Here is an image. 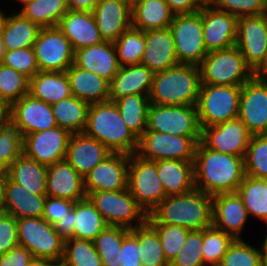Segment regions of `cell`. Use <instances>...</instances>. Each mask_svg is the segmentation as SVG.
<instances>
[{
    "label": "cell",
    "instance_id": "30",
    "mask_svg": "<svg viewBox=\"0 0 267 266\" xmlns=\"http://www.w3.org/2000/svg\"><path fill=\"white\" fill-rule=\"evenodd\" d=\"M72 95L89 104L109 100L110 82L103 77L76 66L74 63L65 71Z\"/></svg>",
    "mask_w": 267,
    "mask_h": 266
},
{
    "label": "cell",
    "instance_id": "14",
    "mask_svg": "<svg viewBox=\"0 0 267 266\" xmlns=\"http://www.w3.org/2000/svg\"><path fill=\"white\" fill-rule=\"evenodd\" d=\"M39 71L65 72L74 63V50L57 26L42 27L33 45Z\"/></svg>",
    "mask_w": 267,
    "mask_h": 266
},
{
    "label": "cell",
    "instance_id": "19",
    "mask_svg": "<svg viewBox=\"0 0 267 266\" xmlns=\"http://www.w3.org/2000/svg\"><path fill=\"white\" fill-rule=\"evenodd\" d=\"M9 118L20 128L23 136L57 126L52 106L30 94L9 106Z\"/></svg>",
    "mask_w": 267,
    "mask_h": 266
},
{
    "label": "cell",
    "instance_id": "58",
    "mask_svg": "<svg viewBox=\"0 0 267 266\" xmlns=\"http://www.w3.org/2000/svg\"><path fill=\"white\" fill-rule=\"evenodd\" d=\"M55 231L64 239L74 238V208L64 218L56 222Z\"/></svg>",
    "mask_w": 267,
    "mask_h": 266
},
{
    "label": "cell",
    "instance_id": "21",
    "mask_svg": "<svg viewBox=\"0 0 267 266\" xmlns=\"http://www.w3.org/2000/svg\"><path fill=\"white\" fill-rule=\"evenodd\" d=\"M199 11L202 13L203 38L207 53L236 45V16L215 7Z\"/></svg>",
    "mask_w": 267,
    "mask_h": 266
},
{
    "label": "cell",
    "instance_id": "68",
    "mask_svg": "<svg viewBox=\"0 0 267 266\" xmlns=\"http://www.w3.org/2000/svg\"><path fill=\"white\" fill-rule=\"evenodd\" d=\"M257 75L267 78V63L266 66Z\"/></svg>",
    "mask_w": 267,
    "mask_h": 266
},
{
    "label": "cell",
    "instance_id": "62",
    "mask_svg": "<svg viewBox=\"0 0 267 266\" xmlns=\"http://www.w3.org/2000/svg\"><path fill=\"white\" fill-rule=\"evenodd\" d=\"M8 178L7 170H4L0 174V213L4 212V192H5V183Z\"/></svg>",
    "mask_w": 267,
    "mask_h": 266
},
{
    "label": "cell",
    "instance_id": "69",
    "mask_svg": "<svg viewBox=\"0 0 267 266\" xmlns=\"http://www.w3.org/2000/svg\"><path fill=\"white\" fill-rule=\"evenodd\" d=\"M129 4V6L132 8L133 6H135L137 3L142 2L144 0H126Z\"/></svg>",
    "mask_w": 267,
    "mask_h": 266
},
{
    "label": "cell",
    "instance_id": "71",
    "mask_svg": "<svg viewBox=\"0 0 267 266\" xmlns=\"http://www.w3.org/2000/svg\"><path fill=\"white\" fill-rule=\"evenodd\" d=\"M264 15L267 19V0L265 1V11H264Z\"/></svg>",
    "mask_w": 267,
    "mask_h": 266
},
{
    "label": "cell",
    "instance_id": "72",
    "mask_svg": "<svg viewBox=\"0 0 267 266\" xmlns=\"http://www.w3.org/2000/svg\"><path fill=\"white\" fill-rule=\"evenodd\" d=\"M5 169L0 165V174L4 171Z\"/></svg>",
    "mask_w": 267,
    "mask_h": 266
},
{
    "label": "cell",
    "instance_id": "64",
    "mask_svg": "<svg viewBox=\"0 0 267 266\" xmlns=\"http://www.w3.org/2000/svg\"><path fill=\"white\" fill-rule=\"evenodd\" d=\"M9 118V106L0 101V128L1 125Z\"/></svg>",
    "mask_w": 267,
    "mask_h": 266
},
{
    "label": "cell",
    "instance_id": "18",
    "mask_svg": "<svg viewBox=\"0 0 267 266\" xmlns=\"http://www.w3.org/2000/svg\"><path fill=\"white\" fill-rule=\"evenodd\" d=\"M128 167V154L111 153L84 176L86 195L91 192L127 189Z\"/></svg>",
    "mask_w": 267,
    "mask_h": 266
},
{
    "label": "cell",
    "instance_id": "46",
    "mask_svg": "<svg viewBox=\"0 0 267 266\" xmlns=\"http://www.w3.org/2000/svg\"><path fill=\"white\" fill-rule=\"evenodd\" d=\"M233 238L211 225L203 230L202 256L204 266H219Z\"/></svg>",
    "mask_w": 267,
    "mask_h": 266
},
{
    "label": "cell",
    "instance_id": "55",
    "mask_svg": "<svg viewBox=\"0 0 267 266\" xmlns=\"http://www.w3.org/2000/svg\"><path fill=\"white\" fill-rule=\"evenodd\" d=\"M74 206L73 201L47 196L42 218L54 225L72 211Z\"/></svg>",
    "mask_w": 267,
    "mask_h": 266
},
{
    "label": "cell",
    "instance_id": "16",
    "mask_svg": "<svg viewBox=\"0 0 267 266\" xmlns=\"http://www.w3.org/2000/svg\"><path fill=\"white\" fill-rule=\"evenodd\" d=\"M71 135L59 126L24 135L23 154L49 167L66 158Z\"/></svg>",
    "mask_w": 267,
    "mask_h": 266
},
{
    "label": "cell",
    "instance_id": "25",
    "mask_svg": "<svg viewBox=\"0 0 267 266\" xmlns=\"http://www.w3.org/2000/svg\"><path fill=\"white\" fill-rule=\"evenodd\" d=\"M111 153L100 141L78 133L71 135L65 159L84 178Z\"/></svg>",
    "mask_w": 267,
    "mask_h": 266
},
{
    "label": "cell",
    "instance_id": "34",
    "mask_svg": "<svg viewBox=\"0 0 267 266\" xmlns=\"http://www.w3.org/2000/svg\"><path fill=\"white\" fill-rule=\"evenodd\" d=\"M48 167L23 153L8 167V178L33 194L46 195Z\"/></svg>",
    "mask_w": 267,
    "mask_h": 266
},
{
    "label": "cell",
    "instance_id": "7",
    "mask_svg": "<svg viewBox=\"0 0 267 266\" xmlns=\"http://www.w3.org/2000/svg\"><path fill=\"white\" fill-rule=\"evenodd\" d=\"M108 226L134 229L147 221V214L137 204L129 189L98 191L87 195Z\"/></svg>",
    "mask_w": 267,
    "mask_h": 266
},
{
    "label": "cell",
    "instance_id": "38",
    "mask_svg": "<svg viewBox=\"0 0 267 266\" xmlns=\"http://www.w3.org/2000/svg\"><path fill=\"white\" fill-rule=\"evenodd\" d=\"M237 194L242 198L249 218L260 220L267 227V179L246 175Z\"/></svg>",
    "mask_w": 267,
    "mask_h": 266
},
{
    "label": "cell",
    "instance_id": "39",
    "mask_svg": "<svg viewBox=\"0 0 267 266\" xmlns=\"http://www.w3.org/2000/svg\"><path fill=\"white\" fill-rule=\"evenodd\" d=\"M67 11V0H31L20 5L17 12L42 28L57 26Z\"/></svg>",
    "mask_w": 267,
    "mask_h": 266
},
{
    "label": "cell",
    "instance_id": "43",
    "mask_svg": "<svg viewBox=\"0 0 267 266\" xmlns=\"http://www.w3.org/2000/svg\"><path fill=\"white\" fill-rule=\"evenodd\" d=\"M113 43L120 67L140 64L146 46L144 31L131 26Z\"/></svg>",
    "mask_w": 267,
    "mask_h": 266
},
{
    "label": "cell",
    "instance_id": "23",
    "mask_svg": "<svg viewBox=\"0 0 267 266\" xmlns=\"http://www.w3.org/2000/svg\"><path fill=\"white\" fill-rule=\"evenodd\" d=\"M46 195L73 202L83 200L87 197L84 190V178L66 159L56 162L47 170Z\"/></svg>",
    "mask_w": 267,
    "mask_h": 266
},
{
    "label": "cell",
    "instance_id": "57",
    "mask_svg": "<svg viewBox=\"0 0 267 266\" xmlns=\"http://www.w3.org/2000/svg\"><path fill=\"white\" fill-rule=\"evenodd\" d=\"M33 259L29 250L17 245L7 253L0 254V266H29Z\"/></svg>",
    "mask_w": 267,
    "mask_h": 266
},
{
    "label": "cell",
    "instance_id": "26",
    "mask_svg": "<svg viewBox=\"0 0 267 266\" xmlns=\"http://www.w3.org/2000/svg\"><path fill=\"white\" fill-rule=\"evenodd\" d=\"M57 27L68 38L74 50L103 42L92 12L68 10Z\"/></svg>",
    "mask_w": 267,
    "mask_h": 266
},
{
    "label": "cell",
    "instance_id": "60",
    "mask_svg": "<svg viewBox=\"0 0 267 266\" xmlns=\"http://www.w3.org/2000/svg\"><path fill=\"white\" fill-rule=\"evenodd\" d=\"M100 0H67L68 10L93 12Z\"/></svg>",
    "mask_w": 267,
    "mask_h": 266
},
{
    "label": "cell",
    "instance_id": "1",
    "mask_svg": "<svg viewBox=\"0 0 267 266\" xmlns=\"http://www.w3.org/2000/svg\"><path fill=\"white\" fill-rule=\"evenodd\" d=\"M195 188L214 196L236 193L245 174L244 157L233 156L197 144L193 161Z\"/></svg>",
    "mask_w": 267,
    "mask_h": 266
},
{
    "label": "cell",
    "instance_id": "5",
    "mask_svg": "<svg viewBox=\"0 0 267 266\" xmlns=\"http://www.w3.org/2000/svg\"><path fill=\"white\" fill-rule=\"evenodd\" d=\"M199 68L201 84L242 86L256 75L236 45L209 52Z\"/></svg>",
    "mask_w": 267,
    "mask_h": 266
},
{
    "label": "cell",
    "instance_id": "40",
    "mask_svg": "<svg viewBox=\"0 0 267 266\" xmlns=\"http://www.w3.org/2000/svg\"><path fill=\"white\" fill-rule=\"evenodd\" d=\"M114 102L128 128L139 138L147 129L149 97L139 94L126 95Z\"/></svg>",
    "mask_w": 267,
    "mask_h": 266
},
{
    "label": "cell",
    "instance_id": "61",
    "mask_svg": "<svg viewBox=\"0 0 267 266\" xmlns=\"http://www.w3.org/2000/svg\"><path fill=\"white\" fill-rule=\"evenodd\" d=\"M29 266H63L62 261L51 259L34 258Z\"/></svg>",
    "mask_w": 267,
    "mask_h": 266
},
{
    "label": "cell",
    "instance_id": "59",
    "mask_svg": "<svg viewBox=\"0 0 267 266\" xmlns=\"http://www.w3.org/2000/svg\"><path fill=\"white\" fill-rule=\"evenodd\" d=\"M171 11L177 14H191L199 11L195 0H165Z\"/></svg>",
    "mask_w": 267,
    "mask_h": 266
},
{
    "label": "cell",
    "instance_id": "22",
    "mask_svg": "<svg viewBox=\"0 0 267 266\" xmlns=\"http://www.w3.org/2000/svg\"><path fill=\"white\" fill-rule=\"evenodd\" d=\"M92 13L104 41L115 42L132 26L131 7L126 0H100Z\"/></svg>",
    "mask_w": 267,
    "mask_h": 266
},
{
    "label": "cell",
    "instance_id": "54",
    "mask_svg": "<svg viewBox=\"0 0 267 266\" xmlns=\"http://www.w3.org/2000/svg\"><path fill=\"white\" fill-rule=\"evenodd\" d=\"M17 245V219L6 212L0 213V254L7 253Z\"/></svg>",
    "mask_w": 267,
    "mask_h": 266
},
{
    "label": "cell",
    "instance_id": "15",
    "mask_svg": "<svg viewBox=\"0 0 267 266\" xmlns=\"http://www.w3.org/2000/svg\"><path fill=\"white\" fill-rule=\"evenodd\" d=\"M238 118L251 135L267 134V78L256 74L241 86Z\"/></svg>",
    "mask_w": 267,
    "mask_h": 266
},
{
    "label": "cell",
    "instance_id": "32",
    "mask_svg": "<svg viewBox=\"0 0 267 266\" xmlns=\"http://www.w3.org/2000/svg\"><path fill=\"white\" fill-rule=\"evenodd\" d=\"M29 94L52 105L72 92L66 72L39 71L29 80Z\"/></svg>",
    "mask_w": 267,
    "mask_h": 266
},
{
    "label": "cell",
    "instance_id": "6",
    "mask_svg": "<svg viewBox=\"0 0 267 266\" xmlns=\"http://www.w3.org/2000/svg\"><path fill=\"white\" fill-rule=\"evenodd\" d=\"M241 86L201 84L196 103L200 128L238 118Z\"/></svg>",
    "mask_w": 267,
    "mask_h": 266
},
{
    "label": "cell",
    "instance_id": "63",
    "mask_svg": "<svg viewBox=\"0 0 267 266\" xmlns=\"http://www.w3.org/2000/svg\"><path fill=\"white\" fill-rule=\"evenodd\" d=\"M265 230V236L262 238L263 240H261V243H259L258 245L261 251L262 266H267V227Z\"/></svg>",
    "mask_w": 267,
    "mask_h": 266
},
{
    "label": "cell",
    "instance_id": "28",
    "mask_svg": "<svg viewBox=\"0 0 267 266\" xmlns=\"http://www.w3.org/2000/svg\"><path fill=\"white\" fill-rule=\"evenodd\" d=\"M154 72L142 64L122 66L109 84V101L126 95L149 96Z\"/></svg>",
    "mask_w": 267,
    "mask_h": 266
},
{
    "label": "cell",
    "instance_id": "56",
    "mask_svg": "<svg viewBox=\"0 0 267 266\" xmlns=\"http://www.w3.org/2000/svg\"><path fill=\"white\" fill-rule=\"evenodd\" d=\"M119 266H142L138 239L129 232L123 239Z\"/></svg>",
    "mask_w": 267,
    "mask_h": 266
},
{
    "label": "cell",
    "instance_id": "52",
    "mask_svg": "<svg viewBox=\"0 0 267 266\" xmlns=\"http://www.w3.org/2000/svg\"><path fill=\"white\" fill-rule=\"evenodd\" d=\"M2 64L15 69L29 80L39 72L36 55L33 47L6 50Z\"/></svg>",
    "mask_w": 267,
    "mask_h": 266
},
{
    "label": "cell",
    "instance_id": "42",
    "mask_svg": "<svg viewBox=\"0 0 267 266\" xmlns=\"http://www.w3.org/2000/svg\"><path fill=\"white\" fill-rule=\"evenodd\" d=\"M130 229L121 226H107L93 241L102 266H119L121 246Z\"/></svg>",
    "mask_w": 267,
    "mask_h": 266
},
{
    "label": "cell",
    "instance_id": "65",
    "mask_svg": "<svg viewBox=\"0 0 267 266\" xmlns=\"http://www.w3.org/2000/svg\"><path fill=\"white\" fill-rule=\"evenodd\" d=\"M198 9L215 7L218 0H195Z\"/></svg>",
    "mask_w": 267,
    "mask_h": 266
},
{
    "label": "cell",
    "instance_id": "67",
    "mask_svg": "<svg viewBox=\"0 0 267 266\" xmlns=\"http://www.w3.org/2000/svg\"><path fill=\"white\" fill-rule=\"evenodd\" d=\"M2 8L3 7H1V9H0V31L2 30L4 20H5L6 16H7V14H8L7 12L5 13V10H3Z\"/></svg>",
    "mask_w": 267,
    "mask_h": 266
},
{
    "label": "cell",
    "instance_id": "13",
    "mask_svg": "<svg viewBox=\"0 0 267 266\" xmlns=\"http://www.w3.org/2000/svg\"><path fill=\"white\" fill-rule=\"evenodd\" d=\"M236 46L255 74L266 66L267 19L264 14L238 18Z\"/></svg>",
    "mask_w": 267,
    "mask_h": 266
},
{
    "label": "cell",
    "instance_id": "2",
    "mask_svg": "<svg viewBox=\"0 0 267 266\" xmlns=\"http://www.w3.org/2000/svg\"><path fill=\"white\" fill-rule=\"evenodd\" d=\"M147 222L204 230L212 225V196L195 187L183 194L168 195L148 214Z\"/></svg>",
    "mask_w": 267,
    "mask_h": 266
},
{
    "label": "cell",
    "instance_id": "45",
    "mask_svg": "<svg viewBox=\"0 0 267 266\" xmlns=\"http://www.w3.org/2000/svg\"><path fill=\"white\" fill-rule=\"evenodd\" d=\"M24 136L20 128L8 118L0 128V165L8 167L23 153Z\"/></svg>",
    "mask_w": 267,
    "mask_h": 266
},
{
    "label": "cell",
    "instance_id": "47",
    "mask_svg": "<svg viewBox=\"0 0 267 266\" xmlns=\"http://www.w3.org/2000/svg\"><path fill=\"white\" fill-rule=\"evenodd\" d=\"M245 174L267 179V134L252 135L244 156Z\"/></svg>",
    "mask_w": 267,
    "mask_h": 266
},
{
    "label": "cell",
    "instance_id": "48",
    "mask_svg": "<svg viewBox=\"0 0 267 266\" xmlns=\"http://www.w3.org/2000/svg\"><path fill=\"white\" fill-rule=\"evenodd\" d=\"M29 94V79L15 69L0 64V101L8 106Z\"/></svg>",
    "mask_w": 267,
    "mask_h": 266
},
{
    "label": "cell",
    "instance_id": "4",
    "mask_svg": "<svg viewBox=\"0 0 267 266\" xmlns=\"http://www.w3.org/2000/svg\"><path fill=\"white\" fill-rule=\"evenodd\" d=\"M200 88L199 66L178 64L154 74L148 97L157 105H196Z\"/></svg>",
    "mask_w": 267,
    "mask_h": 266
},
{
    "label": "cell",
    "instance_id": "41",
    "mask_svg": "<svg viewBox=\"0 0 267 266\" xmlns=\"http://www.w3.org/2000/svg\"><path fill=\"white\" fill-rule=\"evenodd\" d=\"M130 232L138 239L142 266H169L159 236L147 221Z\"/></svg>",
    "mask_w": 267,
    "mask_h": 266
},
{
    "label": "cell",
    "instance_id": "29",
    "mask_svg": "<svg viewBox=\"0 0 267 266\" xmlns=\"http://www.w3.org/2000/svg\"><path fill=\"white\" fill-rule=\"evenodd\" d=\"M47 195L33 194L7 178L4 192V212L16 219L42 217Z\"/></svg>",
    "mask_w": 267,
    "mask_h": 266
},
{
    "label": "cell",
    "instance_id": "20",
    "mask_svg": "<svg viewBox=\"0 0 267 266\" xmlns=\"http://www.w3.org/2000/svg\"><path fill=\"white\" fill-rule=\"evenodd\" d=\"M242 198L236 193H220L212 196V225L231 236L234 240L241 235L248 220Z\"/></svg>",
    "mask_w": 267,
    "mask_h": 266
},
{
    "label": "cell",
    "instance_id": "37",
    "mask_svg": "<svg viewBox=\"0 0 267 266\" xmlns=\"http://www.w3.org/2000/svg\"><path fill=\"white\" fill-rule=\"evenodd\" d=\"M74 223V238L90 241H94L108 226L101 213L88 197L75 202Z\"/></svg>",
    "mask_w": 267,
    "mask_h": 266
},
{
    "label": "cell",
    "instance_id": "24",
    "mask_svg": "<svg viewBox=\"0 0 267 266\" xmlns=\"http://www.w3.org/2000/svg\"><path fill=\"white\" fill-rule=\"evenodd\" d=\"M145 50L140 64L154 73L179 64L173 35L169 27L145 32Z\"/></svg>",
    "mask_w": 267,
    "mask_h": 266
},
{
    "label": "cell",
    "instance_id": "17",
    "mask_svg": "<svg viewBox=\"0 0 267 266\" xmlns=\"http://www.w3.org/2000/svg\"><path fill=\"white\" fill-rule=\"evenodd\" d=\"M251 136L246 125L235 118L219 125L201 128L200 142L208 149L244 157Z\"/></svg>",
    "mask_w": 267,
    "mask_h": 266
},
{
    "label": "cell",
    "instance_id": "11",
    "mask_svg": "<svg viewBox=\"0 0 267 266\" xmlns=\"http://www.w3.org/2000/svg\"><path fill=\"white\" fill-rule=\"evenodd\" d=\"M169 28L179 64L199 66L208 54L204 45L202 13L174 15Z\"/></svg>",
    "mask_w": 267,
    "mask_h": 266
},
{
    "label": "cell",
    "instance_id": "66",
    "mask_svg": "<svg viewBox=\"0 0 267 266\" xmlns=\"http://www.w3.org/2000/svg\"><path fill=\"white\" fill-rule=\"evenodd\" d=\"M5 53H6V48L5 45L3 44L2 37L0 35V64H2Z\"/></svg>",
    "mask_w": 267,
    "mask_h": 266
},
{
    "label": "cell",
    "instance_id": "8",
    "mask_svg": "<svg viewBox=\"0 0 267 266\" xmlns=\"http://www.w3.org/2000/svg\"><path fill=\"white\" fill-rule=\"evenodd\" d=\"M17 235L19 245L29 250L34 258L62 261L65 240L42 217L17 219Z\"/></svg>",
    "mask_w": 267,
    "mask_h": 266
},
{
    "label": "cell",
    "instance_id": "49",
    "mask_svg": "<svg viewBox=\"0 0 267 266\" xmlns=\"http://www.w3.org/2000/svg\"><path fill=\"white\" fill-rule=\"evenodd\" d=\"M219 266H262L260 248L244 239L233 240Z\"/></svg>",
    "mask_w": 267,
    "mask_h": 266
},
{
    "label": "cell",
    "instance_id": "3",
    "mask_svg": "<svg viewBox=\"0 0 267 266\" xmlns=\"http://www.w3.org/2000/svg\"><path fill=\"white\" fill-rule=\"evenodd\" d=\"M83 133L100 141L112 153L136 154L138 138L122 119L114 101L90 104Z\"/></svg>",
    "mask_w": 267,
    "mask_h": 266
},
{
    "label": "cell",
    "instance_id": "10",
    "mask_svg": "<svg viewBox=\"0 0 267 266\" xmlns=\"http://www.w3.org/2000/svg\"><path fill=\"white\" fill-rule=\"evenodd\" d=\"M128 189L147 215L167 196L156 162L137 154L129 155Z\"/></svg>",
    "mask_w": 267,
    "mask_h": 266
},
{
    "label": "cell",
    "instance_id": "44",
    "mask_svg": "<svg viewBox=\"0 0 267 266\" xmlns=\"http://www.w3.org/2000/svg\"><path fill=\"white\" fill-rule=\"evenodd\" d=\"M63 266H102L93 241L69 238L65 240Z\"/></svg>",
    "mask_w": 267,
    "mask_h": 266
},
{
    "label": "cell",
    "instance_id": "53",
    "mask_svg": "<svg viewBox=\"0 0 267 266\" xmlns=\"http://www.w3.org/2000/svg\"><path fill=\"white\" fill-rule=\"evenodd\" d=\"M266 0H218L215 8L228 12L237 18L264 14Z\"/></svg>",
    "mask_w": 267,
    "mask_h": 266
},
{
    "label": "cell",
    "instance_id": "50",
    "mask_svg": "<svg viewBox=\"0 0 267 266\" xmlns=\"http://www.w3.org/2000/svg\"><path fill=\"white\" fill-rule=\"evenodd\" d=\"M157 232L166 260L170 263L182 249L188 233L185 227L168 224H150Z\"/></svg>",
    "mask_w": 267,
    "mask_h": 266
},
{
    "label": "cell",
    "instance_id": "33",
    "mask_svg": "<svg viewBox=\"0 0 267 266\" xmlns=\"http://www.w3.org/2000/svg\"><path fill=\"white\" fill-rule=\"evenodd\" d=\"M12 11L7 14L0 35L6 50L33 47L41 27Z\"/></svg>",
    "mask_w": 267,
    "mask_h": 266
},
{
    "label": "cell",
    "instance_id": "51",
    "mask_svg": "<svg viewBox=\"0 0 267 266\" xmlns=\"http://www.w3.org/2000/svg\"><path fill=\"white\" fill-rule=\"evenodd\" d=\"M202 247L203 230H191L169 266H204Z\"/></svg>",
    "mask_w": 267,
    "mask_h": 266
},
{
    "label": "cell",
    "instance_id": "35",
    "mask_svg": "<svg viewBox=\"0 0 267 266\" xmlns=\"http://www.w3.org/2000/svg\"><path fill=\"white\" fill-rule=\"evenodd\" d=\"M174 15L165 0H144L131 8L132 27L144 32L167 28Z\"/></svg>",
    "mask_w": 267,
    "mask_h": 266
},
{
    "label": "cell",
    "instance_id": "31",
    "mask_svg": "<svg viewBox=\"0 0 267 266\" xmlns=\"http://www.w3.org/2000/svg\"><path fill=\"white\" fill-rule=\"evenodd\" d=\"M155 162L167 196L183 194L195 187L193 161L166 159Z\"/></svg>",
    "mask_w": 267,
    "mask_h": 266
},
{
    "label": "cell",
    "instance_id": "36",
    "mask_svg": "<svg viewBox=\"0 0 267 266\" xmlns=\"http://www.w3.org/2000/svg\"><path fill=\"white\" fill-rule=\"evenodd\" d=\"M57 126L71 134L83 133L90 104L74 95L51 105Z\"/></svg>",
    "mask_w": 267,
    "mask_h": 266
},
{
    "label": "cell",
    "instance_id": "9",
    "mask_svg": "<svg viewBox=\"0 0 267 266\" xmlns=\"http://www.w3.org/2000/svg\"><path fill=\"white\" fill-rule=\"evenodd\" d=\"M201 136H177L156 131H145L138 138L136 154L145 160L194 161Z\"/></svg>",
    "mask_w": 267,
    "mask_h": 266
},
{
    "label": "cell",
    "instance_id": "70",
    "mask_svg": "<svg viewBox=\"0 0 267 266\" xmlns=\"http://www.w3.org/2000/svg\"><path fill=\"white\" fill-rule=\"evenodd\" d=\"M28 1H31V0H15V2H17V4H21L23 5L25 2H28Z\"/></svg>",
    "mask_w": 267,
    "mask_h": 266
},
{
    "label": "cell",
    "instance_id": "12",
    "mask_svg": "<svg viewBox=\"0 0 267 266\" xmlns=\"http://www.w3.org/2000/svg\"><path fill=\"white\" fill-rule=\"evenodd\" d=\"M146 131L177 136H201L196 105H157L150 103Z\"/></svg>",
    "mask_w": 267,
    "mask_h": 266
},
{
    "label": "cell",
    "instance_id": "27",
    "mask_svg": "<svg viewBox=\"0 0 267 266\" xmlns=\"http://www.w3.org/2000/svg\"><path fill=\"white\" fill-rule=\"evenodd\" d=\"M74 64L109 82L120 68L114 43L109 41L76 50Z\"/></svg>",
    "mask_w": 267,
    "mask_h": 266
}]
</instances>
